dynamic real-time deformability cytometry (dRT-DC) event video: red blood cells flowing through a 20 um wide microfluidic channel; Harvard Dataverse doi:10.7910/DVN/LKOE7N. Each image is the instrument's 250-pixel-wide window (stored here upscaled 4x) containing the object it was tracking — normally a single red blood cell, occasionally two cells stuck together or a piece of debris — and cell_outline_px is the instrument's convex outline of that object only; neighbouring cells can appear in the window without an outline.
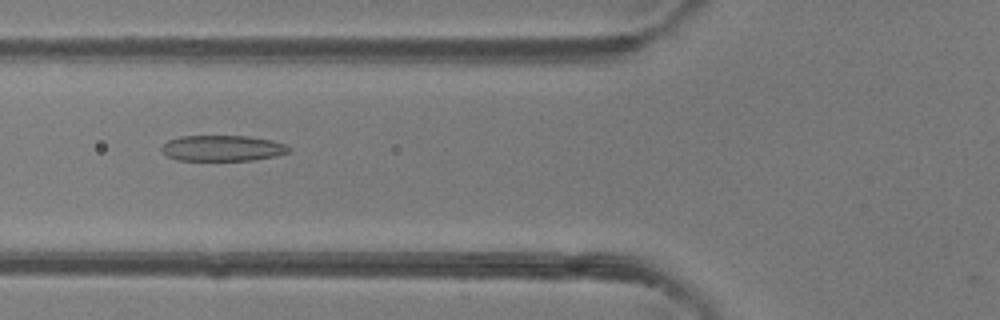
{"species": "common noctule bat (a hibernating species)", "species_latin": "Nyctalus noctula", "temperature_condition": "room temperature", "stored_images_in_passage": 32, "camera_frame_rate_fps": 3000, "um_per_image_px": 0.085, "animal": {"sex": "female"}, "frame": {"image": 1, "passage_image": 18, "time_ms": 5.667, "image_size_px": [1000, 320], "cell_outline_px": [[292, 148], [288, 152], [276, 156], [252, 160], [176, 160], [168, 156], [160, 148], [168, 140], [180, 136], [248, 136], [272, 140], [284, 144]], "centroid_in_image_um": [18.92, 12.59], "position_along_channel_um": 106.9, "area_um2": 19.07}}
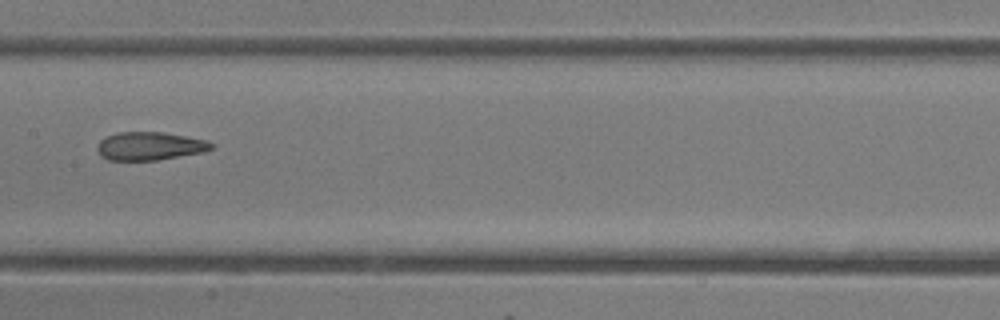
{"frame": {"image": 2, "passage_image": 24, "time_ms": 7.667, "image_size_px": [1000, 320], "cell_outline_px": [[212, 148], [204, 152], [156, 160], [108, 160], [100, 156], [96, 148], [100, 140], [116, 132], [164, 132], [208, 140], [212, 144]], "centroid_in_image_um": [12.71, 12.41], "position_along_channel_um": 194.7, "area_um2": 18.79}}
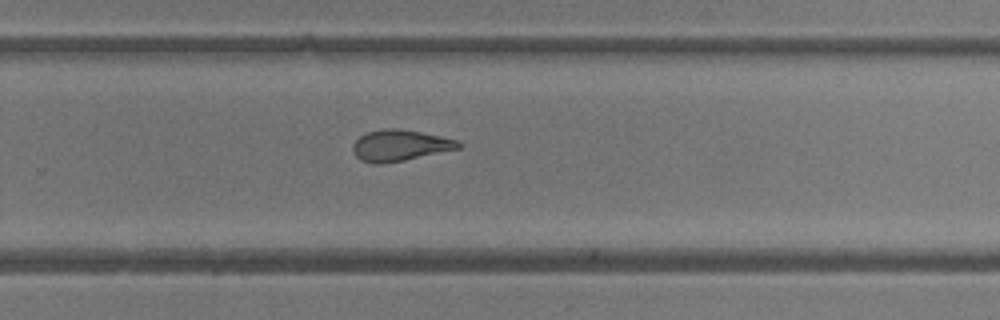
{"frame": {"image": 3, "passage_image": 31, "time_ms": 10.0, "image_size_px": [1000, 320], "cell_outline_px": [[464, 144], [460, 148], [404, 160], [380, 164], [372, 164], [360, 160], [352, 152], [352, 144], [360, 136], [368, 132], [388, 128], [400, 128], [460, 140]], "centroid_in_image_um": [33.99, 12.36], "position_along_channel_um": 295.8, "area_um2": 19.25}}